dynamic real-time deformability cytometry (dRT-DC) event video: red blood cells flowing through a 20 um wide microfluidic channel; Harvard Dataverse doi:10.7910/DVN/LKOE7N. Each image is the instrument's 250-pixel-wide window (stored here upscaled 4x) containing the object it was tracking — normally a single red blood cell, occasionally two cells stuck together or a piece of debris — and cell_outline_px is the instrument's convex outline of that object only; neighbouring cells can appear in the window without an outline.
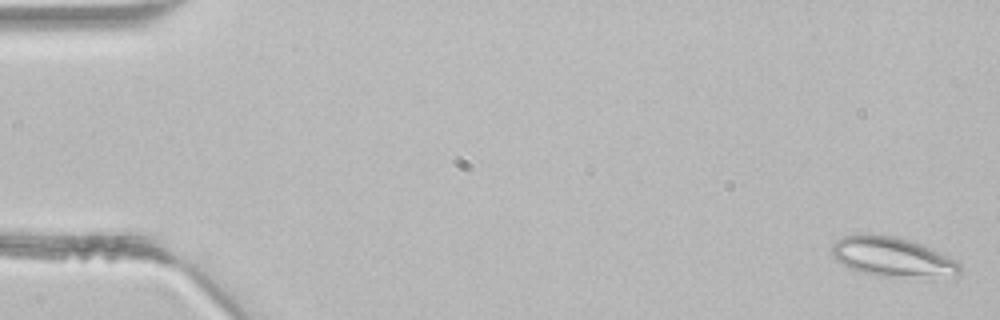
{"species": "common noctule bat (a hibernating species)", "species_latin": "Nyctalus noctula", "temperature_condition": "room temperature", "stored_images_in_passage": 3, "camera_frame_rate_fps": 3000, "um_per_image_px": 0.085, "animal": {"sex": "male", "body_mass_g": 21.5, "forearm_length_mm": 52.0}, "frame": {"image": 1, "passage_image": 1, "time_ms": 0.0, "image_size_px": [1000, 320], "cell_outline_px": [[960, 272], [956, 280], [880, 276], [864, 272], [852, 268], [836, 260], [832, 252], [832, 244], [836, 240], [844, 236], [860, 232], [868, 232], [896, 236], [932, 248], [956, 260], [960, 264]], "centroid_in_image_um": [75.96, 21.86], "position_along_channel_um": 9.0, "area_um2": 30.52}}